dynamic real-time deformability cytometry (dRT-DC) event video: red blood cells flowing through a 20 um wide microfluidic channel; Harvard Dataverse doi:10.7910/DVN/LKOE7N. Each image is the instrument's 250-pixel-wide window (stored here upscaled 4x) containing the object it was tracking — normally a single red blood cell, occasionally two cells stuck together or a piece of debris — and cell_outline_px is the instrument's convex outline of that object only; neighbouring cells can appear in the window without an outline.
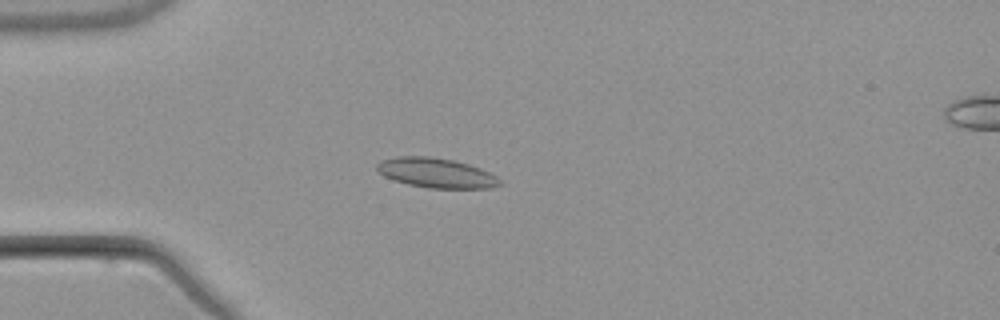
{"species": "common noctule bat (a hibernating species)", "species_latin": "Nyctalus noctula", "temperature_condition": "warm", "stored_images_in_passage": 5, "camera_frame_rate_fps": 3000, "um_per_image_px": 0.085, "animal": {"sex": "male", "body_mass_g": 21.5, "forearm_length_mm": 52.0}, "frame": {"image": 1, "passage_image": 5, "time_ms": 5.0, "image_size_px": [1000, 320], "cell_outline_px": [[504, 184], [492, 188], [428, 188], [408, 184], [384, 176], [376, 168], [376, 164], [384, 160], [396, 156], [428, 156], [452, 160], [468, 164], [480, 168], [496, 176]], "centroid_in_image_um": [37.11, 14.7], "position_along_channel_um": 47.9, "area_um2": 21.15}}